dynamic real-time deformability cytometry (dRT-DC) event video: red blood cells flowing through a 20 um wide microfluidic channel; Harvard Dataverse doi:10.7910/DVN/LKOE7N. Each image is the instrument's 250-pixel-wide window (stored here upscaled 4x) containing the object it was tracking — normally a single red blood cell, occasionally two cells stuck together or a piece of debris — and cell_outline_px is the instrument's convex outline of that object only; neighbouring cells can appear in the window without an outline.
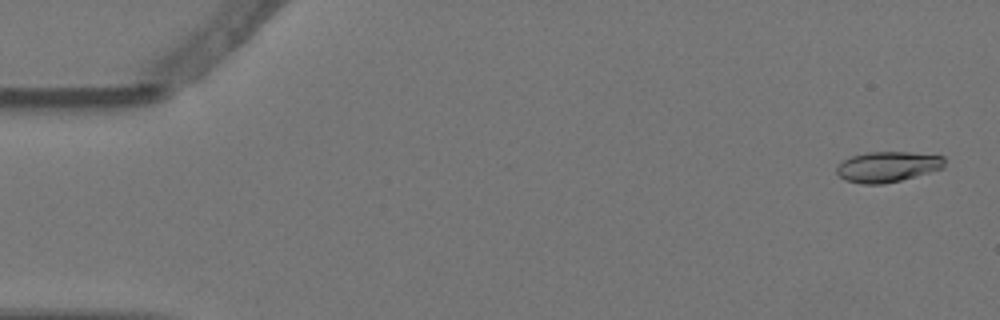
{"species": "Egyptian fruit bat (a non-hibernating species)", "species_latin": "Rousettus aegyptiacus", "temperature_condition": "warm", "stored_images_in_passage": 4, "camera_frame_rate_fps": 3000, "um_per_image_px": 0.085, "animal": {"sex": "female"}, "frame": {"image": 1, "passage_image": 1, "time_ms": 0.0, "image_size_px": [1000, 320], "cell_outline_px": [[944, 168], [900, 180], [884, 184], [860, 184], [844, 180], [836, 172], [836, 168], [844, 160], [852, 156], [864, 152], [908, 152], [944, 156]], "centroid_in_image_um": [75.43, 14.17], "position_along_channel_um": 9.6, "area_um2": 19.13}}